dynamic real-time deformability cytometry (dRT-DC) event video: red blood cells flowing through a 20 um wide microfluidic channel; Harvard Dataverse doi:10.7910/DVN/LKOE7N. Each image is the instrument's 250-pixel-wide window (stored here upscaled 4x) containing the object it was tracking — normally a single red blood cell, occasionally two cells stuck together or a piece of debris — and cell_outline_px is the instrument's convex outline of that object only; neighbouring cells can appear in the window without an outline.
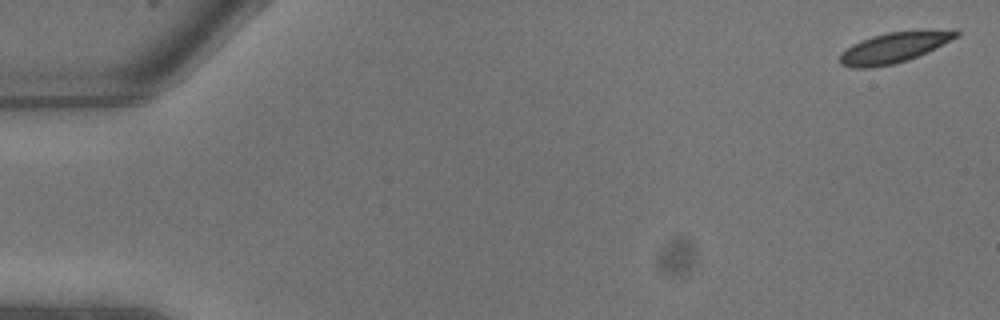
{"species": "common noctule bat (a hibernating species)", "species_latin": "Nyctalus noctula", "temperature_condition": "warm", "stored_images_in_passage": 9, "camera_frame_rate_fps": 3000, "um_per_image_px": 0.085, "animal": {"sex": "male", "body_mass_g": 13.3}, "frame": {"image": 1, "passage_image": 1, "time_ms": 0.0, "image_size_px": [1000, 320], "cell_outline_px": [[960, 36], [928, 52], [908, 60], [892, 64], [872, 68], [852, 68], [840, 64], [840, 52], [852, 44], [872, 36], [888, 32], [956, 28], [960, 32]], "centroid_in_image_um": [76.05, 4.02], "position_along_channel_um": 8.9, "area_um2": 21.04}}
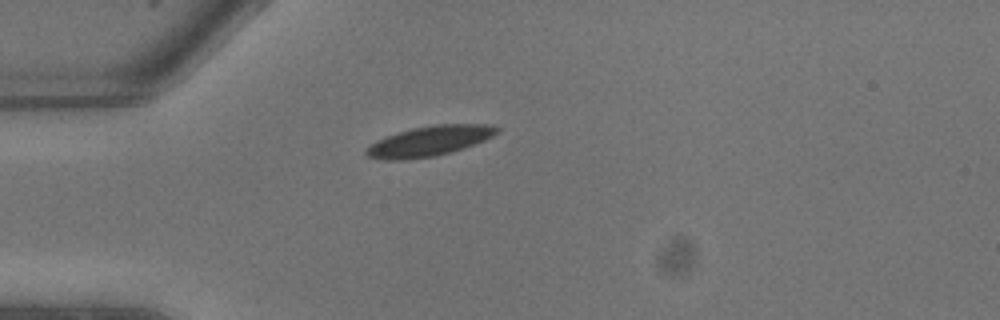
{"frame": {"image": 2, "passage_image": 7, "time_ms": 2.0, "image_size_px": [1000, 320], "cell_outline_px": [[500, 128], [492, 136], [484, 140], [464, 148], [452, 152], [436, 156], [404, 160], [384, 160], [368, 156], [364, 152], [376, 140], [412, 128], [436, 124], [488, 124]], "centroid_in_image_um": [36.51, 12.0], "position_along_channel_um": 48.5, "area_um2": 22.72}}
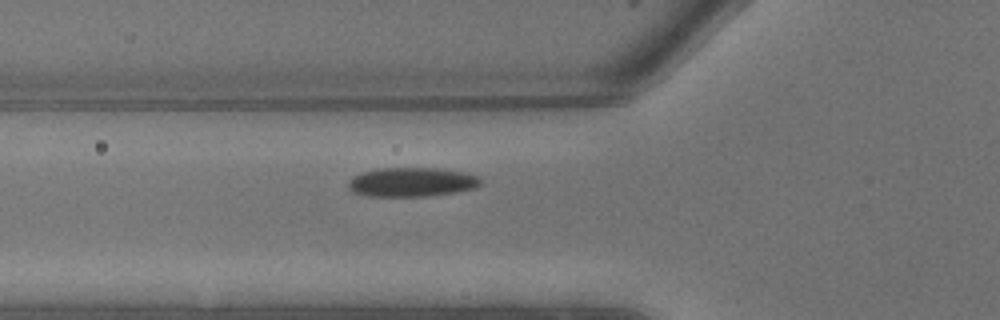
{"frame": {"image": 3, "passage_image": 9, "time_ms": 2.667, "image_size_px": [1000, 320], "cell_outline_px": [[484, 184], [476, 188], [456, 192], [428, 196], [368, 196], [352, 192], [348, 188], [348, 180], [352, 176], [376, 168], [436, 168], [464, 172], [476, 176]], "centroid_in_image_um": [34.99, 15.48], "position_along_channel_um": 90.8, "area_um2": 22.66}}